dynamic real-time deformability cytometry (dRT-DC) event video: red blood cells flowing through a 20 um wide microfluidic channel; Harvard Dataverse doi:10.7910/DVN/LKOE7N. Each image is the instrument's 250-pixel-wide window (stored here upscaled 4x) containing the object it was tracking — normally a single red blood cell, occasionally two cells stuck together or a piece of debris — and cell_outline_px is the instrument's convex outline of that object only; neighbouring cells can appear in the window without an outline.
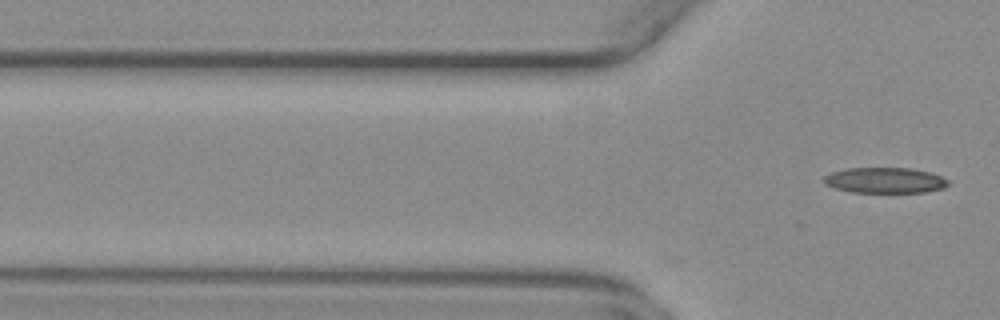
{"species": "common noctule bat (a hibernating species)", "species_latin": "Nyctalus noctula", "temperature_condition": "warm", "stored_images_in_passage": 4, "camera_frame_rate_fps": 3000, "um_per_image_px": 0.085, "animal": {"sex": "female", "body_mass_g": 29.2, "forearm_length_mm": 56.3}, "frame": {"image": 1, "passage_image": 2, "time_ms": 0.333, "image_size_px": [1000, 320], "cell_outline_px": [[596, 288], [584, 288], [408, 284], [400, 280], [396, 276], [528, 268], [576, 276]], "centroid_in_image_um": [42.5, 23.71], "position_along_channel_um": 83.3, "area_um2": 18.5}}